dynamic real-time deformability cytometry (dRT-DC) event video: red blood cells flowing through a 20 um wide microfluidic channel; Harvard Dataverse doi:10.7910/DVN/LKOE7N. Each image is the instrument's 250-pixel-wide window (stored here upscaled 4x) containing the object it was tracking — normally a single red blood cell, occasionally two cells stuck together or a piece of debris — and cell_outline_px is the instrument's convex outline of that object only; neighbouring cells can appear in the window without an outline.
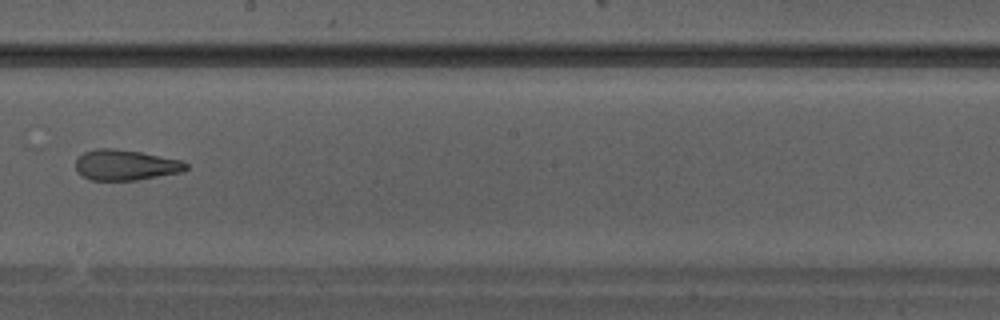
{"species": "Egyptian fruit bat (a non-hibernating species)", "species_latin": "Rousettus aegyptiacus", "temperature_condition": "warm", "stored_images_in_passage": 35, "camera_frame_rate_fps": 3000, "um_per_image_px": 0.085, "animal": {"sex": "male"}, "frame": {"image": 1, "passage_image": 20, "time_ms": 6.333, "image_size_px": [1000, 320], "cell_outline_px": [[188, 168], [184, 172], [136, 180], [92, 180], [76, 172], [76, 160], [84, 152], [96, 148], [112, 148], [140, 152], [180, 160], [188, 164]], "centroid_in_image_um": [10.68, 14.03], "position_along_channel_um": 237.5, "area_um2": 19.59}}